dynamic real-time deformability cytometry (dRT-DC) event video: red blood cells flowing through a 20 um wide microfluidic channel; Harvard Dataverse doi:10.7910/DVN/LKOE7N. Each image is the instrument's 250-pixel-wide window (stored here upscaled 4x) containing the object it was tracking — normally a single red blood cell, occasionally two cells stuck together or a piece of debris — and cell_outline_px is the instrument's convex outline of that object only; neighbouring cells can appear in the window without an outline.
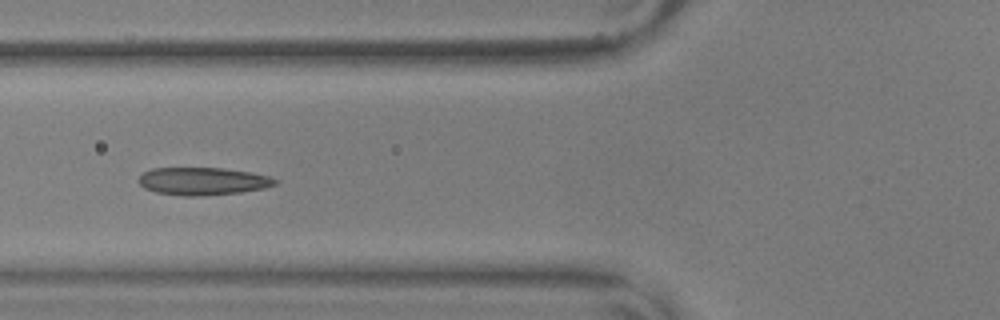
{"species": "common noctule bat (a hibernating species)", "species_latin": "Nyctalus noctula", "temperature_condition": "warm", "stored_images_in_passage": 39, "camera_frame_rate_fps": 3000, "um_per_image_px": 0.085, "animal": {"sex": "male", "body_mass_g": 17.9, "forearm_length_mm": 54.2}, "frame": {"image": 1, "passage_image": 6, "time_ms": 1.667, "image_size_px": [1000, 320], "cell_outline_px": [[280, 180], [276, 184], [264, 188], [240, 192], [200, 196], [184, 196], [156, 192], [144, 188], [136, 180], [144, 172], [152, 168], [224, 168], [252, 172], [272, 176]], "centroid_in_image_um": [17.27, 15.39], "position_along_channel_um": 108.5, "area_um2": 22.2}, "authors_computed_cell_mechanics": {"area_um2": 18.7272, "velocity_mm_per_s": 3.606, "shape_relaxation_time_tau1_ms": 2.097, "shape_relaxation_time_tau2_ms": 1.3114, "deformation_change_tau1": 0.1522, "deformation_change_tau2": 0.0812}}